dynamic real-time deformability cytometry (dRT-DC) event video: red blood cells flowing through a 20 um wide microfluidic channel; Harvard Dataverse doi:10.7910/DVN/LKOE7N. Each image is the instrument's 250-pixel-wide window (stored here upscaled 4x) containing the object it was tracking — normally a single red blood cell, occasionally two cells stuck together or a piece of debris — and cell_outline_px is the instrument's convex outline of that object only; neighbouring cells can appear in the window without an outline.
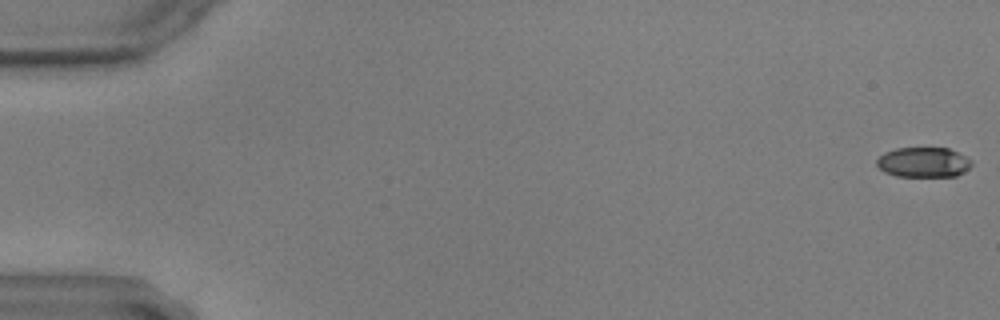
{"species": "common noctule bat (a hibernating species)", "species_latin": "Nyctalus noctula", "temperature_condition": "warm", "stored_images_in_passage": 59, "camera_frame_rate_fps": 3000, "um_per_image_px": 0.085, "animal": {"sex": "male", "body_mass_g": 17.9, "forearm_length_mm": 54.2}, "frame": {"image": 1, "passage_image": 1, "time_ms": 0.0, "image_size_px": [1000, 320], "cell_outline_px": [[972, 164], [964, 172], [956, 176], [896, 176], [884, 172], [876, 164], [876, 160], [884, 152], [896, 148], [948, 148], [972, 160]], "centroid_in_image_um": [78.47, 13.79], "position_along_channel_um": 6.5, "area_um2": 16.53}}
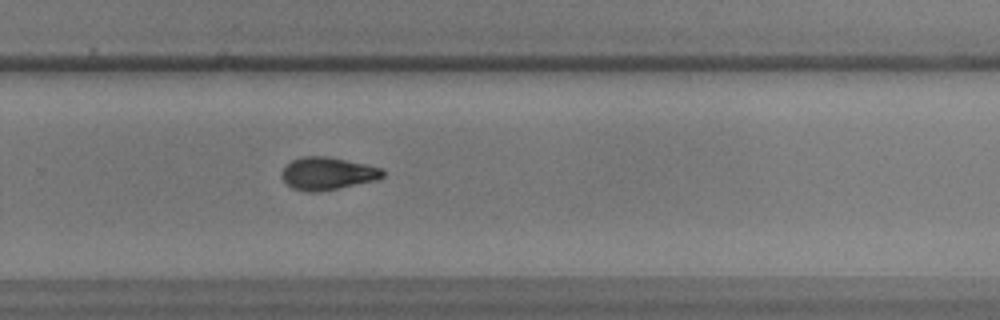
{"frame": {"image": 2, "passage_image": 40, "time_ms": 13.0, "image_size_px": [1000, 320], "cell_outline_px": [[384, 176], [376, 180], [316, 192], [308, 192], [292, 188], [280, 176], [284, 168], [292, 160], [304, 156], [328, 156], [384, 168]], "centroid_in_image_um": [27.85, 14.74], "position_along_channel_um": 302.0, "area_um2": 19.02}}
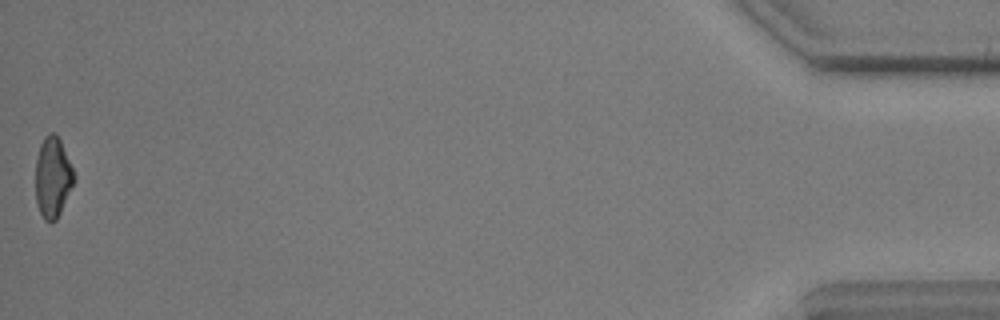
{"frame": {"image": 3, "passage_image": 59, "time_ms": 19.333, "image_size_px": [1000, 320], "cell_outline_px": [[76, 180], [56, 220], [52, 224], [44, 220], [36, 204], [36, 156], [40, 144], [44, 136], [48, 132], [56, 132], [60, 140], [76, 176]], "centroid_in_image_um": [4.48, 15.07], "position_along_channel_um": 430.7, "area_um2": 18.32}}